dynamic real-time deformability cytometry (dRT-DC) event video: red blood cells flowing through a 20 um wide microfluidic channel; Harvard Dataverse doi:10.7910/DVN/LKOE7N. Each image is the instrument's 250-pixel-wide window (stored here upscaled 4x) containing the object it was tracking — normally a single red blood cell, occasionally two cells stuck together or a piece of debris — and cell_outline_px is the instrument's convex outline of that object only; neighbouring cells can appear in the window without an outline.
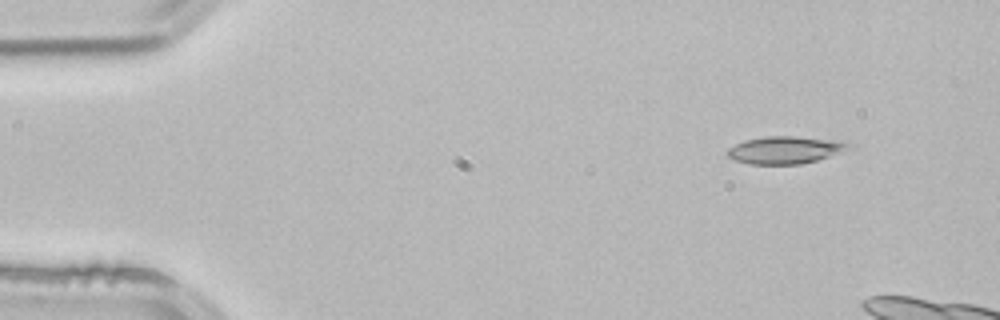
{"species": "common noctule bat (a hibernating species)", "species_latin": "Nyctalus noctula", "temperature_condition": "room temperature", "stored_images_in_passage": 5, "segment_of_instrument_passage": [1, 2], "camera_frame_rate_fps": 3000, "um_per_image_px": 0.085, "animal": {"sex": "male", "body_mass_g": 21.5, "forearm_length_mm": 52.0}, "frame": {"image": 1, "passage_image": 1, "time_ms": 0.0, "image_size_px": [1000, 320], "cell_outline_px": [[856, 148], [816, 160], [800, 164], [748, 164], [736, 160], [728, 156], [728, 148], [744, 140], [764, 136], [796, 136], [848, 140], [856, 144]], "centroid_in_image_um": [66.9, 12.72], "position_along_channel_um": 18.1, "area_um2": 19.94}}